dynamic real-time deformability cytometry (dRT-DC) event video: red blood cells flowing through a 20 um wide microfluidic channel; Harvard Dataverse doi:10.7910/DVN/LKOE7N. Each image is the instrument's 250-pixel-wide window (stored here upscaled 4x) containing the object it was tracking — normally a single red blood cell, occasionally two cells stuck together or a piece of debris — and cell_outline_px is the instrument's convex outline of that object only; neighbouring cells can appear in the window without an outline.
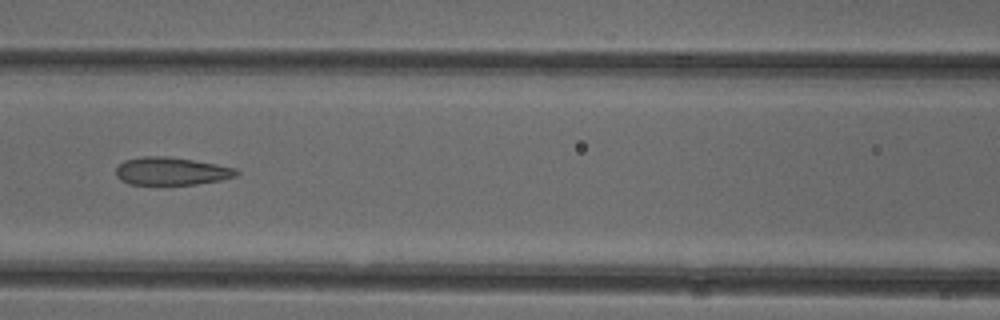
{"species": "common noctule bat (a hibernating species)", "species_latin": "Nyctalus noctula", "temperature_condition": "cold", "stored_images_in_passage": 51, "camera_frame_rate_fps": 3000, "um_per_image_px": 0.085, "animal": {"sex": "female"}, "frame": {"image": 1, "passage_image": 22, "time_ms": 7.0, "image_size_px": [1000, 320], "cell_outline_px": [[240, 172], [236, 176], [220, 180], [196, 184], [128, 184], [120, 180], [116, 176], [116, 168], [124, 160], [140, 156], [168, 156], [216, 164], [236, 168]], "centroid_in_image_um": [14.55, 14.54], "position_along_channel_um": 152.1, "area_um2": 19.54}}
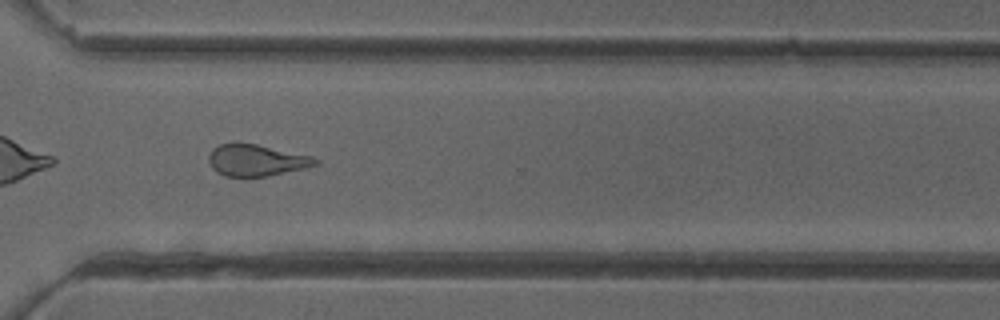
{"frame": {"image": 2, "passage_image": 37, "time_ms": 12.0, "image_size_px": [1000, 320], "cell_outline_px": [[320, 164], [308, 168], [268, 176], [224, 176], [216, 172], [212, 168], [208, 160], [208, 156], [212, 148], [220, 144], [232, 140], [236, 140], [256, 144], [312, 156], [320, 160]], "centroid_in_image_um": [21.78, 13.59], "position_along_channel_um": 348.8, "area_um2": 20.23}, "authors_computed_cell_mechanics": {"area_um2": 20.9814, "velocity_mm_per_s": 3.9472, "shape_relaxation_time_tau1_ms": null, "shape_relaxation_time_tau2_ms": 1.6525, "deformation_change_tau1": null, "deformation_change_tau2": 0.0901}}